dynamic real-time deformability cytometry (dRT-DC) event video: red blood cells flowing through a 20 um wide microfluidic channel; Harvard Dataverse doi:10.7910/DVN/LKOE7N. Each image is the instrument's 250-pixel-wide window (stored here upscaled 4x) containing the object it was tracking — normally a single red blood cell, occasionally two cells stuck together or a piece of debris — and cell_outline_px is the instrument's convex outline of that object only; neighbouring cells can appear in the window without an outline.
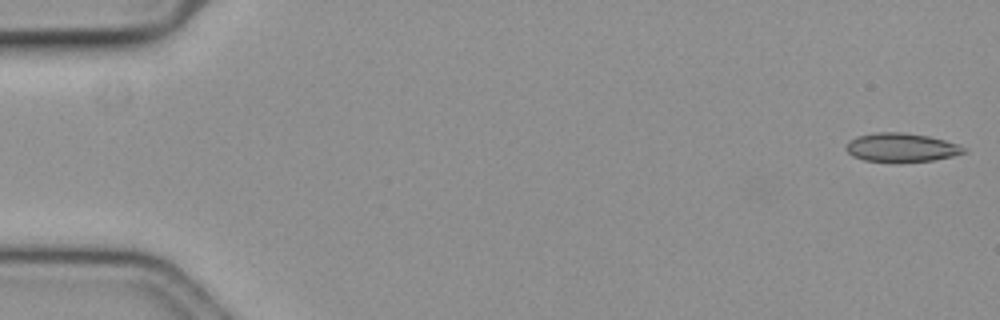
{"species": "common noctule bat (a hibernating species)", "species_latin": "Nyctalus noctula", "temperature_condition": "cold", "stored_images_in_passage": 16, "camera_frame_rate_fps": 3000, "um_per_image_px": 0.085, "animal": {"sex": "female", "body_mass_g": 19.3, "forearm_length_mm": 54.1}, "frame": {"image": 1, "passage_image": 1, "time_ms": 0.0, "image_size_px": [1000, 320], "cell_outline_px": [[968, 152], [952, 156], [932, 160], [864, 160], [852, 156], [844, 148], [848, 140], [856, 136], [876, 132], [904, 132], [928, 136], [960, 144], [968, 148]], "centroid_in_image_um": [76.62, 12.5], "position_along_channel_um": 8.4, "area_um2": 19.48}}
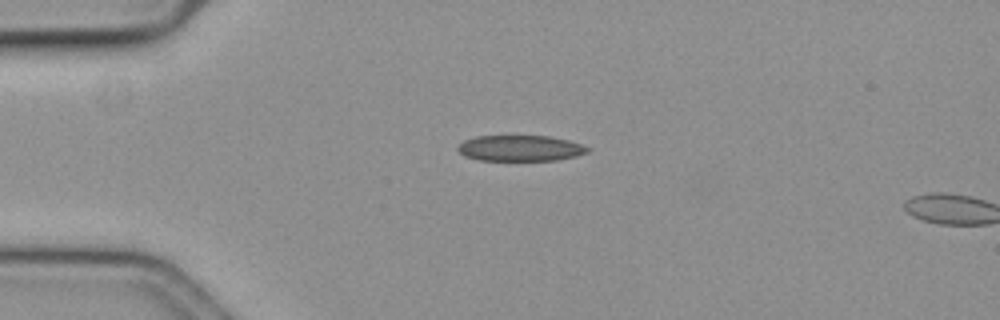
{"frame": {"image": 2, "passage_image": 14, "time_ms": 4.333, "image_size_px": [1000, 320], "cell_outline_px": [[592, 148], [588, 152], [576, 156], [556, 160], [480, 160], [464, 156], [456, 148], [464, 140], [476, 136], [548, 136], [568, 140]], "centroid_in_image_um": [44.23, 12.59], "position_along_channel_um": 40.8, "area_um2": 19.48}}